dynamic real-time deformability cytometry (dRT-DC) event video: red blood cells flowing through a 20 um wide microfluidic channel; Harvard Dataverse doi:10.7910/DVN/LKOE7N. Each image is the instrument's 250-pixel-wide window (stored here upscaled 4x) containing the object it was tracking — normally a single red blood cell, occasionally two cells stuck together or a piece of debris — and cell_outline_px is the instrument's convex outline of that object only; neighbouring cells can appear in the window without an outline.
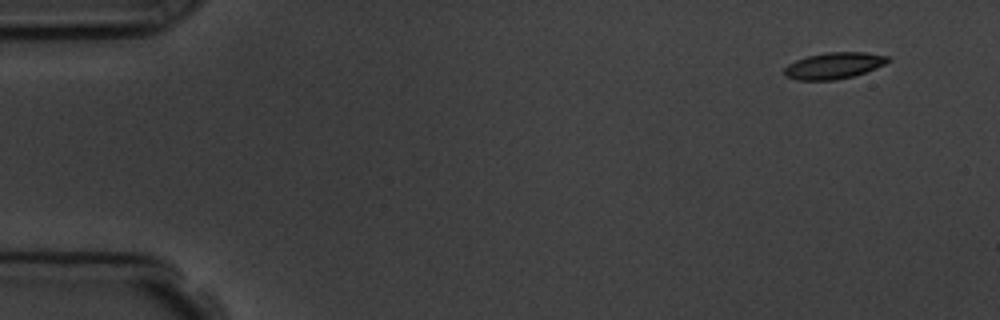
{"species": "common noctule bat (a hibernating species)", "species_latin": "Nyctalus noctula", "temperature_condition": "room temperature", "stored_images_in_passage": 4, "segment_of_instrument_passage": [1, 2], "camera_frame_rate_fps": 3000, "um_per_image_px": 0.085, "animal": {"sex": "male", "body_mass_g": 19.5, "forearm_length_mm": 54.6}, "frame": {"image": 1, "passage_image": 1, "time_ms": 0.0, "image_size_px": [1000, 320], "cell_outline_px": [[892, 60], [876, 68], [852, 76], [836, 80], [796, 80], [784, 76], [784, 68], [788, 64], [796, 60], [808, 56], [828, 52], [864, 52], [888, 56]], "centroid_in_image_um": [70.86, 5.58], "position_along_channel_um": 14.1, "area_um2": 15.9}}